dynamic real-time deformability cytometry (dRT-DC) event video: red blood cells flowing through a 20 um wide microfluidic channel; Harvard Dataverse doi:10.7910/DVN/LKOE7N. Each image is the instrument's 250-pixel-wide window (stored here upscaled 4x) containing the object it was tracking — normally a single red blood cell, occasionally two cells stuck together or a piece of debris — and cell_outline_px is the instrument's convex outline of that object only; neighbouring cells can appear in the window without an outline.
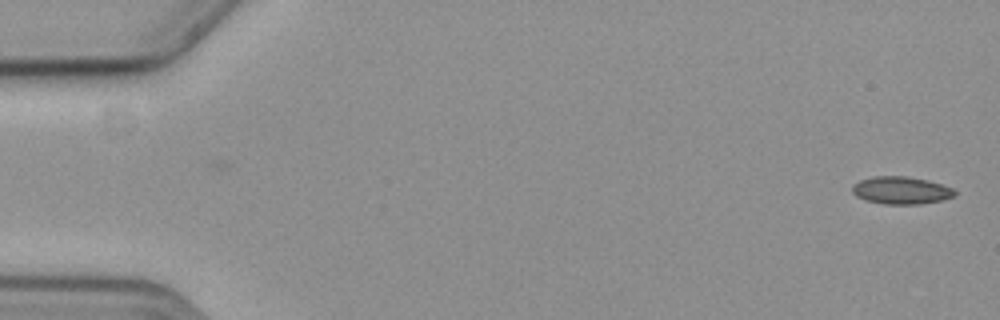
{"species": "common noctule bat (a hibernating species)", "species_latin": "Nyctalus noctula", "temperature_condition": "cold", "stored_images_in_passage": 58, "camera_frame_rate_fps": 3000, "um_per_image_px": 0.085, "animal": {"sex": "female", "body_mass_g": 19.3, "forearm_length_mm": 54.1}, "frame": {"image": 1, "passage_image": 1, "time_ms": 0.0, "image_size_px": [1000, 320], "cell_outline_px": [[956, 192], [952, 196], [940, 200], [920, 204], [884, 204], [868, 200], [856, 196], [852, 192], [852, 184], [860, 180], [876, 176], [904, 176], [928, 180], [952, 188]], "centroid_in_image_um": [76.56, 16.17], "position_along_channel_um": 8.4, "area_um2": 16.18}}
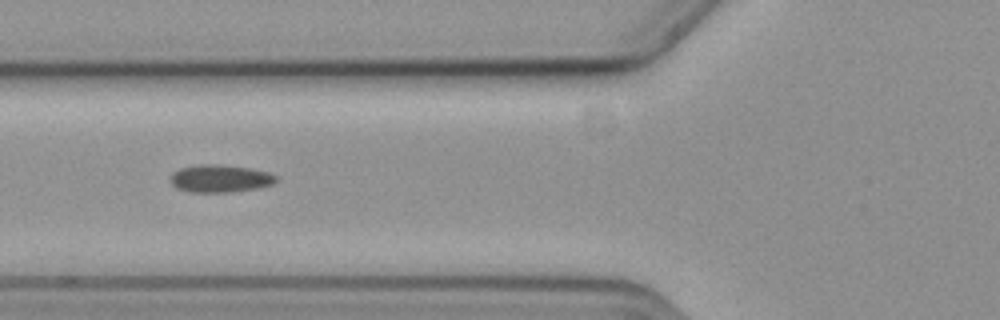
{"frame": {"image": 2, "passage_image": 22, "time_ms": 7.0, "image_size_px": [1000, 320], "cell_outline_px": [[276, 180], [272, 184], [260, 188], [228, 192], [188, 192], [176, 188], [172, 184], [172, 172], [180, 168], [200, 164], [216, 164], [248, 168], [268, 172], [276, 176]], "centroid_in_image_um": [18.69, 15.18], "position_along_channel_um": 107.1, "area_um2": 16.88}}
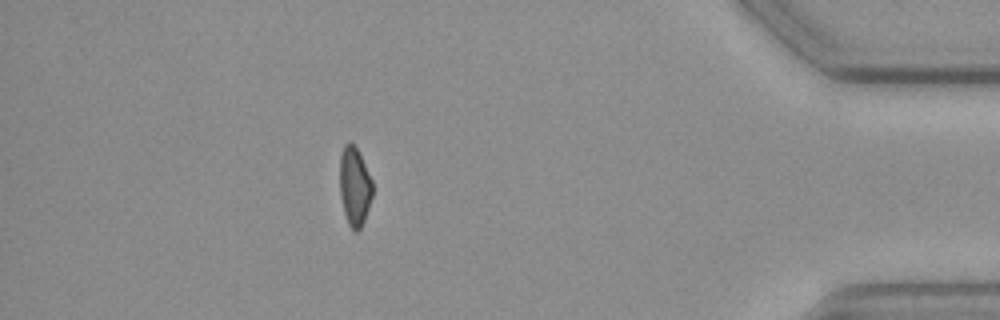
{"frame": {"image": 3, "passage_image": 51, "time_ms": 16.667, "image_size_px": [1000, 320], "cell_outline_px": [[372, 196], [364, 220], [360, 228], [356, 232], [352, 232], [348, 224], [344, 212], [340, 196], [340, 156], [344, 144], [348, 140], [356, 148], [372, 180]], "centroid_in_image_um": [30.12, 15.86], "position_along_channel_um": 405.1, "area_um2": 14.91}, "authors_computed_cell_mechanics": {"area_um2": 16.2996, "velocity_mm_per_s": 3.6002, "shape_relaxation_time_tau1_ms": null, "shape_relaxation_time_tau2_ms": 7.7546, "deformation_change_tau1": null, "deformation_change_tau2": 0.1155}}